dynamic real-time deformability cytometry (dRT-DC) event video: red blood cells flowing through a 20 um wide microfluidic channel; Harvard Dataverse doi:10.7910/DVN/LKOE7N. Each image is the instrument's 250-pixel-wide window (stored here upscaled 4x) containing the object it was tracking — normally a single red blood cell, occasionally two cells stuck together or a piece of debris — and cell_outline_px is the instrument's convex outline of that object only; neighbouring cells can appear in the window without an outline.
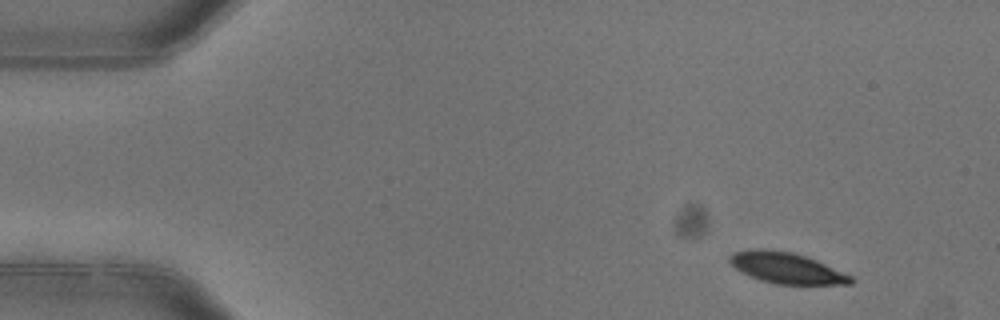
{"species": "common noctule bat (a hibernating species)", "species_latin": "Nyctalus noctula", "temperature_condition": "warm", "stored_images_in_passage": 4, "camera_frame_rate_fps": 3000, "um_per_image_px": 0.085, "animal": {"sex": "female"}, "frame": {"image": 1, "passage_image": 1, "time_ms": 0.0, "image_size_px": [1000, 320], "cell_outline_px": [[856, 280], [852, 284], [776, 284], [760, 280], [748, 276], [740, 272], [728, 260], [728, 256], [732, 252], [752, 248], [768, 248], [792, 252], [808, 256], [852, 276]], "centroid_in_image_um": [66.82, 22.76], "position_along_channel_um": 18.2, "area_um2": 22.25}}
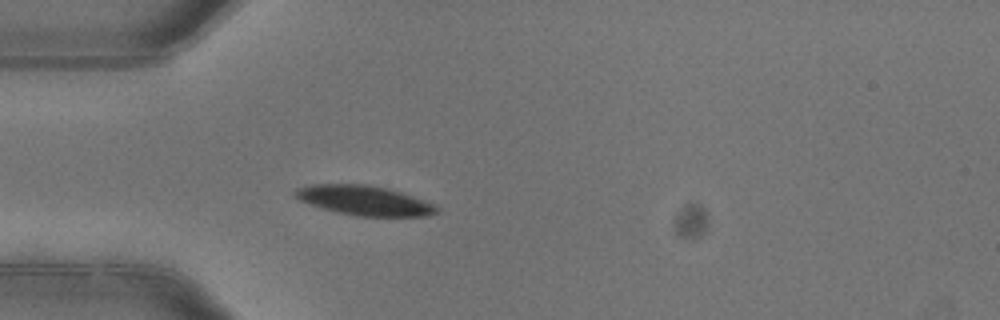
{"frame": {"image": 2, "passage_image": 4, "time_ms": 1.0, "image_size_px": [1000, 320], "cell_outline_px": [[440, 212], [428, 216], [356, 216], [336, 212], [300, 200], [292, 192], [296, 188], [312, 184], [368, 184], [388, 188], [436, 204], [440, 208]], "centroid_in_image_um": [31.02, 17.04], "position_along_channel_um": 54.0, "area_um2": 24.51}}